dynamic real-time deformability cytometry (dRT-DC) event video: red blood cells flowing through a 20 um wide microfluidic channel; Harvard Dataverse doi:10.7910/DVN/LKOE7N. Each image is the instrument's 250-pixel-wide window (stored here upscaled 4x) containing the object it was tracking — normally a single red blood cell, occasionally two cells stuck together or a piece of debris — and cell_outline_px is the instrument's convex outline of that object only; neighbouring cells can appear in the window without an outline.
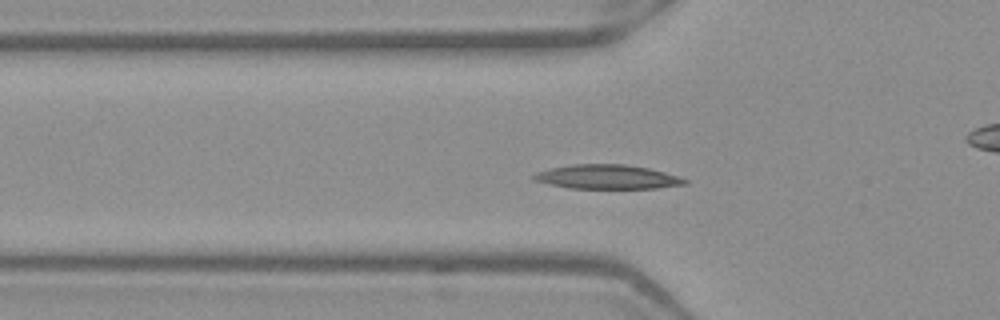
{"species": "Egyptian fruit bat (a non-hibernating species)", "species_latin": "Rousettus aegyptiacus", "temperature_condition": "warm", "stored_images_in_passage": 51, "camera_frame_rate_fps": 3000, "um_per_image_px": 0.085, "frame": {"image": 1, "passage_image": 15, "time_ms": 4.667, "image_size_px": [1000, 320], "cell_outline_px": [[688, 184], [656, 188], [568, 188], [532, 180], [532, 176], [536, 172], [552, 168], [572, 164], [624, 164], [648, 168], [664, 172], [688, 180]], "centroid_in_image_um": [51.6, 15.03], "position_along_channel_um": 74.2, "area_um2": 21.15}}
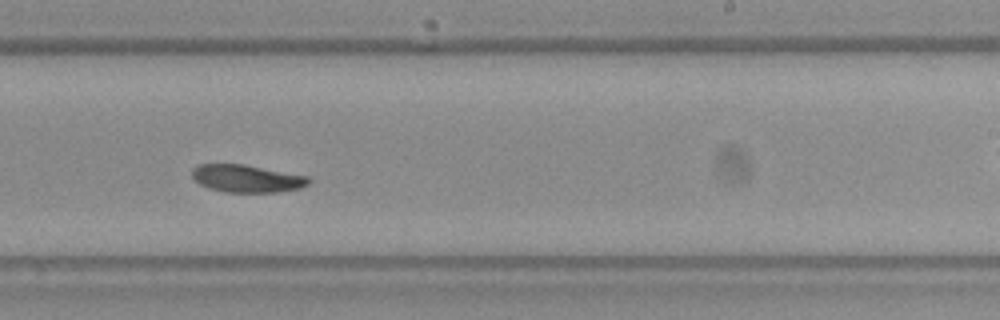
{"frame": {"image": 2, "passage_image": 30, "time_ms": 9.667, "image_size_px": [1000, 320], "cell_outline_px": [[312, 180], [308, 184], [300, 188], [276, 192], [224, 192], [208, 188], [200, 184], [192, 176], [192, 168], [196, 164], [244, 164], [308, 176]], "centroid_in_image_um": [20.97, 15.17], "position_along_channel_um": 268.0, "area_um2": 18.79}}
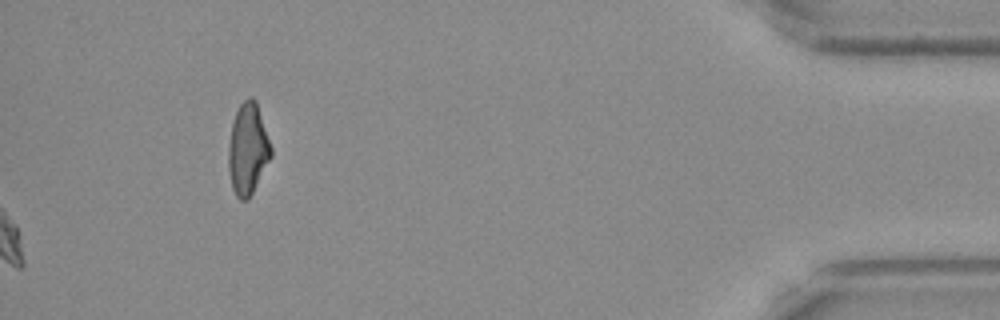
{"frame": {"image": 3, "passage_image": 51, "time_ms": 16.667, "image_size_px": [1000, 320], "cell_outline_px": [[272, 156], [248, 200], [240, 200], [236, 196], [232, 188], [228, 172], [228, 148], [232, 124], [236, 112], [240, 104], [248, 96], [252, 96], [256, 100], [272, 148]], "centroid_in_image_um": [21.06, 12.67], "position_along_channel_um": 414.1, "area_um2": 22.72}, "authors_computed_cell_mechanics": {"area_um2": 19.363, "velocity_mm_per_s": 3.8723, "shape_relaxation_time_tau1_ms": 6.6571, "shape_relaxation_time_tau2_ms": 6.5085, "deformation_change_tau1": 0.1563, "deformation_change_tau2": 0.1014}}